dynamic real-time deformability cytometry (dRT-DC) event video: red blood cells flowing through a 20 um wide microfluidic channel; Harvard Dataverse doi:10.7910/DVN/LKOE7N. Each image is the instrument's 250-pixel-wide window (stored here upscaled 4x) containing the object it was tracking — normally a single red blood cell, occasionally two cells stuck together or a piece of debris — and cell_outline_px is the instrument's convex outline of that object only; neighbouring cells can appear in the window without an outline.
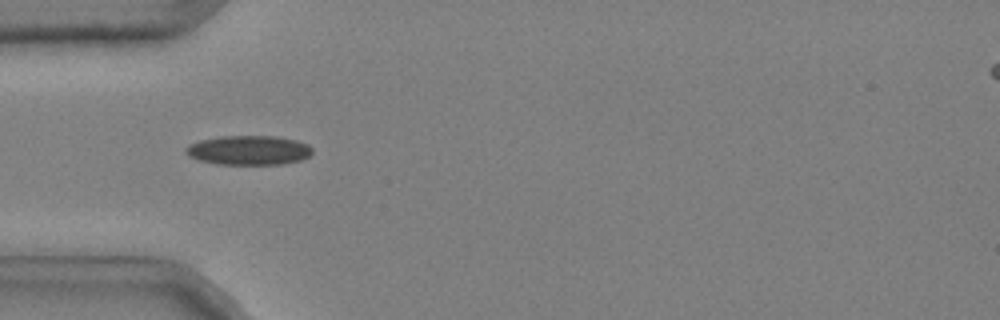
{"species": "common noctule bat (a hibernating species)", "species_latin": "Nyctalus noctula", "temperature_condition": "cold", "stored_images_in_passage": 35, "camera_frame_rate_fps": 3000, "um_per_image_px": 0.085, "animal": {"sex": "male", "body_mass_g": 20.4}, "frame": {"image": 1, "passage_image": 2, "time_ms": 0.333, "image_size_px": [1000, 320], "cell_outline_px": [[312, 152], [308, 156], [300, 160], [284, 164], [216, 164], [200, 160], [188, 156], [184, 152], [184, 148], [188, 144], [200, 140], [220, 136], [276, 136], [296, 140], [308, 144], [312, 148]], "centroid_in_image_um": [21.11, 12.76], "position_along_channel_um": 63.9, "area_um2": 21.79}}
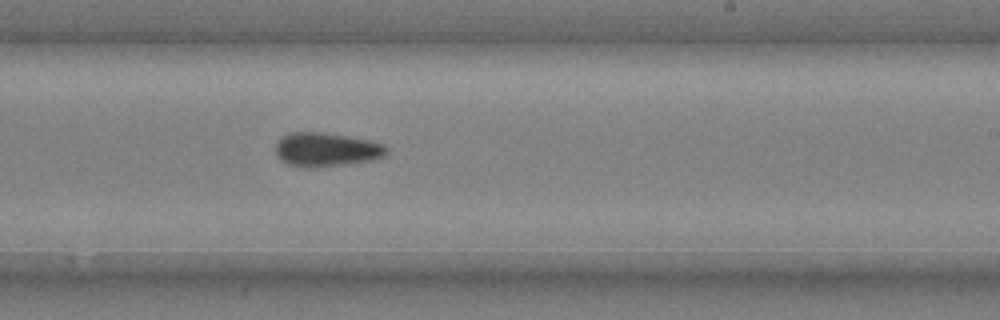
{"frame": {"image": 2, "passage_image": 18, "time_ms": 5.667, "image_size_px": [1000, 320], "cell_outline_px": [[388, 152], [384, 156], [376, 160], [316, 168], [304, 168], [288, 164], [280, 160], [276, 156], [276, 140], [288, 132], [320, 132], [372, 140], [384, 144], [388, 148]], "centroid_in_image_um": [27.73, 12.72], "position_along_channel_um": 261.3, "area_um2": 22.43}}
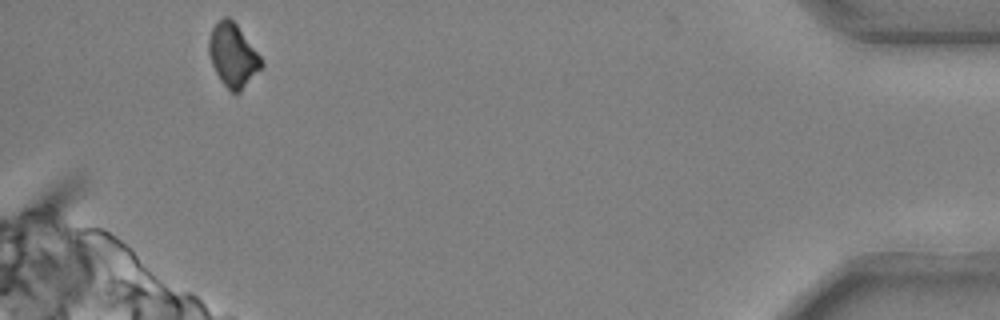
{"frame": {"image": 3, "passage_image": 35, "time_ms": 11.333, "image_size_px": [1000, 320], "cell_outline_px": [[264, 64], [240, 92], [232, 92], [220, 80], [212, 64], [208, 52], [208, 40], [212, 28], [224, 16], [228, 16], [236, 24], [260, 56]], "centroid_in_image_um": [19.78, 4.69], "position_along_channel_um": 415.4, "area_um2": 18.96}, "authors_computed_cell_mechanics": {"area_um2": 21.097, "velocity_mm_per_s": 3.7197, "shape_relaxation_time_tau1_ms": 9.6323, "shape_relaxation_time_tau2_ms": null, "deformation_change_tau1": 0.1682, "deformation_change_tau2": null}}